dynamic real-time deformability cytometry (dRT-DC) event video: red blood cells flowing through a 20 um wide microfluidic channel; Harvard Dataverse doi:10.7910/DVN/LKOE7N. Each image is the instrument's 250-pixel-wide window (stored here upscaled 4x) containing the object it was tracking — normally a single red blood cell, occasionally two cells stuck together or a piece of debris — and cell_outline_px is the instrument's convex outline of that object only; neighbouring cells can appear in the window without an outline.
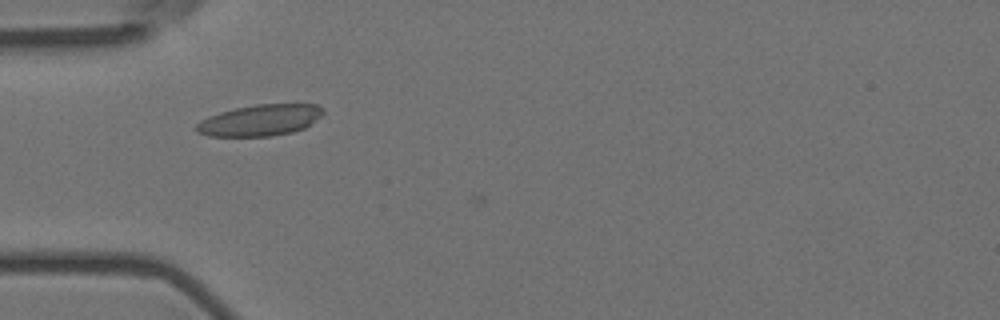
{"species": "Egyptian fruit bat (a non-hibernating species)", "species_latin": "Rousettus aegyptiacus", "temperature_condition": "room temperature", "stored_images_in_passage": 6, "camera_frame_rate_fps": 3000, "um_per_image_px": 0.085, "animal": {"sex": "female"}, "frame": {"image": 1, "passage_image": 5, "time_ms": 1.333, "image_size_px": [1000, 320], "cell_outline_px": [[324, 112], [320, 116], [304, 128], [292, 132], [268, 136], [208, 136], [196, 132], [196, 124], [200, 120], [208, 116], [220, 112], [236, 108], [256, 104], [316, 104], [324, 108]], "centroid_in_image_um": [22.08, 10.21], "position_along_channel_um": 62.9, "area_um2": 23.0}}